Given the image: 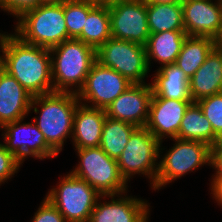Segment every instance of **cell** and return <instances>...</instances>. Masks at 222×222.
I'll list each match as a JSON object with an SVG mask.
<instances>
[{
	"mask_svg": "<svg viewBox=\"0 0 222 222\" xmlns=\"http://www.w3.org/2000/svg\"><path fill=\"white\" fill-rule=\"evenodd\" d=\"M7 33H0V67L33 97L53 92L50 50Z\"/></svg>",
	"mask_w": 222,
	"mask_h": 222,
	"instance_id": "obj_1",
	"label": "cell"
},
{
	"mask_svg": "<svg viewBox=\"0 0 222 222\" xmlns=\"http://www.w3.org/2000/svg\"><path fill=\"white\" fill-rule=\"evenodd\" d=\"M79 103L77 94L69 92L54 91L32 99L30 112L39 114L32 118L33 122L57 155L63 150L66 139L72 138L74 115Z\"/></svg>",
	"mask_w": 222,
	"mask_h": 222,
	"instance_id": "obj_2",
	"label": "cell"
},
{
	"mask_svg": "<svg viewBox=\"0 0 222 222\" xmlns=\"http://www.w3.org/2000/svg\"><path fill=\"white\" fill-rule=\"evenodd\" d=\"M49 50L53 92L78 94L96 61V50L77 39L66 40Z\"/></svg>",
	"mask_w": 222,
	"mask_h": 222,
	"instance_id": "obj_3",
	"label": "cell"
},
{
	"mask_svg": "<svg viewBox=\"0 0 222 222\" xmlns=\"http://www.w3.org/2000/svg\"><path fill=\"white\" fill-rule=\"evenodd\" d=\"M14 28L24 42L51 49L69 40L63 3L41 4L20 17Z\"/></svg>",
	"mask_w": 222,
	"mask_h": 222,
	"instance_id": "obj_4",
	"label": "cell"
},
{
	"mask_svg": "<svg viewBox=\"0 0 222 222\" xmlns=\"http://www.w3.org/2000/svg\"><path fill=\"white\" fill-rule=\"evenodd\" d=\"M79 164L70 171L83 179L100 195H118L128 191V183L121 176L116 159L108 156L100 147L75 149Z\"/></svg>",
	"mask_w": 222,
	"mask_h": 222,
	"instance_id": "obj_5",
	"label": "cell"
},
{
	"mask_svg": "<svg viewBox=\"0 0 222 222\" xmlns=\"http://www.w3.org/2000/svg\"><path fill=\"white\" fill-rule=\"evenodd\" d=\"M175 143L164 155H159V166L154 191L182 178L186 174L211 166V147L196 140L172 139Z\"/></svg>",
	"mask_w": 222,
	"mask_h": 222,
	"instance_id": "obj_6",
	"label": "cell"
},
{
	"mask_svg": "<svg viewBox=\"0 0 222 222\" xmlns=\"http://www.w3.org/2000/svg\"><path fill=\"white\" fill-rule=\"evenodd\" d=\"M163 150L165 149L162 148V142H159L146 127H138L116 160L121 176L128 183L136 174L145 175L150 179V186L154 190L159 155Z\"/></svg>",
	"mask_w": 222,
	"mask_h": 222,
	"instance_id": "obj_7",
	"label": "cell"
},
{
	"mask_svg": "<svg viewBox=\"0 0 222 222\" xmlns=\"http://www.w3.org/2000/svg\"><path fill=\"white\" fill-rule=\"evenodd\" d=\"M101 195L86 181L71 172L48 191L47 198L67 222H88Z\"/></svg>",
	"mask_w": 222,
	"mask_h": 222,
	"instance_id": "obj_8",
	"label": "cell"
},
{
	"mask_svg": "<svg viewBox=\"0 0 222 222\" xmlns=\"http://www.w3.org/2000/svg\"><path fill=\"white\" fill-rule=\"evenodd\" d=\"M96 61L117 71L132 84L145 83L150 72L144 45L112 37L96 50Z\"/></svg>",
	"mask_w": 222,
	"mask_h": 222,
	"instance_id": "obj_9",
	"label": "cell"
},
{
	"mask_svg": "<svg viewBox=\"0 0 222 222\" xmlns=\"http://www.w3.org/2000/svg\"><path fill=\"white\" fill-rule=\"evenodd\" d=\"M112 38L146 45L150 33L143 0H114L108 4Z\"/></svg>",
	"mask_w": 222,
	"mask_h": 222,
	"instance_id": "obj_10",
	"label": "cell"
},
{
	"mask_svg": "<svg viewBox=\"0 0 222 222\" xmlns=\"http://www.w3.org/2000/svg\"><path fill=\"white\" fill-rule=\"evenodd\" d=\"M131 85L120 73L95 61L77 96L84 105L106 110Z\"/></svg>",
	"mask_w": 222,
	"mask_h": 222,
	"instance_id": "obj_11",
	"label": "cell"
},
{
	"mask_svg": "<svg viewBox=\"0 0 222 222\" xmlns=\"http://www.w3.org/2000/svg\"><path fill=\"white\" fill-rule=\"evenodd\" d=\"M23 120H17L5 124L2 128L3 145L13 153L22 163L25 158L33 157L39 160L58 155L48 146L45 138L39 128L32 121L23 123Z\"/></svg>",
	"mask_w": 222,
	"mask_h": 222,
	"instance_id": "obj_12",
	"label": "cell"
},
{
	"mask_svg": "<svg viewBox=\"0 0 222 222\" xmlns=\"http://www.w3.org/2000/svg\"><path fill=\"white\" fill-rule=\"evenodd\" d=\"M184 0L183 25L188 36L210 37L218 41L222 35V3L220 0Z\"/></svg>",
	"mask_w": 222,
	"mask_h": 222,
	"instance_id": "obj_13",
	"label": "cell"
},
{
	"mask_svg": "<svg viewBox=\"0 0 222 222\" xmlns=\"http://www.w3.org/2000/svg\"><path fill=\"white\" fill-rule=\"evenodd\" d=\"M106 198L111 200L106 202ZM147 202L145 199L127 196V192L126 195H101L88 222H148L150 204Z\"/></svg>",
	"mask_w": 222,
	"mask_h": 222,
	"instance_id": "obj_14",
	"label": "cell"
},
{
	"mask_svg": "<svg viewBox=\"0 0 222 222\" xmlns=\"http://www.w3.org/2000/svg\"><path fill=\"white\" fill-rule=\"evenodd\" d=\"M150 83L132 84L120 94L105 110L109 118L145 127L152 98Z\"/></svg>",
	"mask_w": 222,
	"mask_h": 222,
	"instance_id": "obj_15",
	"label": "cell"
},
{
	"mask_svg": "<svg viewBox=\"0 0 222 222\" xmlns=\"http://www.w3.org/2000/svg\"><path fill=\"white\" fill-rule=\"evenodd\" d=\"M191 102L193 101L151 98L145 127L159 142L177 138L185 110Z\"/></svg>",
	"mask_w": 222,
	"mask_h": 222,
	"instance_id": "obj_16",
	"label": "cell"
},
{
	"mask_svg": "<svg viewBox=\"0 0 222 222\" xmlns=\"http://www.w3.org/2000/svg\"><path fill=\"white\" fill-rule=\"evenodd\" d=\"M33 96L0 67V128L5 124L27 118Z\"/></svg>",
	"mask_w": 222,
	"mask_h": 222,
	"instance_id": "obj_17",
	"label": "cell"
},
{
	"mask_svg": "<svg viewBox=\"0 0 222 222\" xmlns=\"http://www.w3.org/2000/svg\"><path fill=\"white\" fill-rule=\"evenodd\" d=\"M106 117L104 109L79 103L72 128L71 141L74 149L100 147L102 128Z\"/></svg>",
	"mask_w": 222,
	"mask_h": 222,
	"instance_id": "obj_18",
	"label": "cell"
},
{
	"mask_svg": "<svg viewBox=\"0 0 222 222\" xmlns=\"http://www.w3.org/2000/svg\"><path fill=\"white\" fill-rule=\"evenodd\" d=\"M193 102L222 92V50L216 46L189 79Z\"/></svg>",
	"mask_w": 222,
	"mask_h": 222,
	"instance_id": "obj_19",
	"label": "cell"
},
{
	"mask_svg": "<svg viewBox=\"0 0 222 222\" xmlns=\"http://www.w3.org/2000/svg\"><path fill=\"white\" fill-rule=\"evenodd\" d=\"M150 84L152 98L193 101L190 95L189 78L175 63L158 67Z\"/></svg>",
	"mask_w": 222,
	"mask_h": 222,
	"instance_id": "obj_20",
	"label": "cell"
},
{
	"mask_svg": "<svg viewBox=\"0 0 222 222\" xmlns=\"http://www.w3.org/2000/svg\"><path fill=\"white\" fill-rule=\"evenodd\" d=\"M187 36L185 31L151 33L145 45L149 69L152 60L161 66L175 63Z\"/></svg>",
	"mask_w": 222,
	"mask_h": 222,
	"instance_id": "obj_21",
	"label": "cell"
},
{
	"mask_svg": "<svg viewBox=\"0 0 222 222\" xmlns=\"http://www.w3.org/2000/svg\"><path fill=\"white\" fill-rule=\"evenodd\" d=\"M177 138L202 141L210 147L219 142V138L214 134L210 121L204 116L197 102H191L185 110Z\"/></svg>",
	"mask_w": 222,
	"mask_h": 222,
	"instance_id": "obj_22",
	"label": "cell"
},
{
	"mask_svg": "<svg viewBox=\"0 0 222 222\" xmlns=\"http://www.w3.org/2000/svg\"><path fill=\"white\" fill-rule=\"evenodd\" d=\"M216 46L213 38L187 36L175 64L190 79Z\"/></svg>",
	"mask_w": 222,
	"mask_h": 222,
	"instance_id": "obj_23",
	"label": "cell"
},
{
	"mask_svg": "<svg viewBox=\"0 0 222 222\" xmlns=\"http://www.w3.org/2000/svg\"><path fill=\"white\" fill-rule=\"evenodd\" d=\"M112 37L108 5H96L85 19L81 35L77 40L97 50Z\"/></svg>",
	"mask_w": 222,
	"mask_h": 222,
	"instance_id": "obj_24",
	"label": "cell"
},
{
	"mask_svg": "<svg viewBox=\"0 0 222 222\" xmlns=\"http://www.w3.org/2000/svg\"><path fill=\"white\" fill-rule=\"evenodd\" d=\"M150 33L185 31L182 4H146Z\"/></svg>",
	"mask_w": 222,
	"mask_h": 222,
	"instance_id": "obj_25",
	"label": "cell"
},
{
	"mask_svg": "<svg viewBox=\"0 0 222 222\" xmlns=\"http://www.w3.org/2000/svg\"><path fill=\"white\" fill-rule=\"evenodd\" d=\"M137 128L131 123L106 117L102 128L100 148L108 156L117 160Z\"/></svg>",
	"mask_w": 222,
	"mask_h": 222,
	"instance_id": "obj_26",
	"label": "cell"
},
{
	"mask_svg": "<svg viewBox=\"0 0 222 222\" xmlns=\"http://www.w3.org/2000/svg\"><path fill=\"white\" fill-rule=\"evenodd\" d=\"M96 5L87 0H65L63 2L69 39H77L81 35L85 19Z\"/></svg>",
	"mask_w": 222,
	"mask_h": 222,
	"instance_id": "obj_27",
	"label": "cell"
},
{
	"mask_svg": "<svg viewBox=\"0 0 222 222\" xmlns=\"http://www.w3.org/2000/svg\"><path fill=\"white\" fill-rule=\"evenodd\" d=\"M204 116L210 121L214 134L222 137V92L197 101Z\"/></svg>",
	"mask_w": 222,
	"mask_h": 222,
	"instance_id": "obj_28",
	"label": "cell"
},
{
	"mask_svg": "<svg viewBox=\"0 0 222 222\" xmlns=\"http://www.w3.org/2000/svg\"><path fill=\"white\" fill-rule=\"evenodd\" d=\"M21 166L22 162L0 142V186L18 173Z\"/></svg>",
	"mask_w": 222,
	"mask_h": 222,
	"instance_id": "obj_29",
	"label": "cell"
},
{
	"mask_svg": "<svg viewBox=\"0 0 222 222\" xmlns=\"http://www.w3.org/2000/svg\"><path fill=\"white\" fill-rule=\"evenodd\" d=\"M40 5V0H0L1 10L16 17V21L26 12L35 9Z\"/></svg>",
	"mask_w": 222,
	"mask_h": 222,
	"instance_id": "obj_30",
	"label": "cell"
},
{
	"mask_svg": "<svg viewBox=\"0 0 222 222\" xmlns=\"http://www.w3.org/2000/svg\"><path fill=\"white\" fill-rule=\"evenodd\" d=\"M42 201L31 222H67L47 198Z\"/></svg>",
	"mask_w": 222,
	"mask_h": 222,
	"instance_id": "obj_31",
	"label": "cell"
},
{
	"mask_svg": "<svg viewBox=\"0 0 222 222\" xmlns=\"http://www.w3.org/2000/svg\"><path fill=\"white\" fill-rule=\"evenodd\" d=\"M215 169V175L212 178H222V140L211 147V166Z\"/></svg>",
	"mask_w": 222,
	"mask_h": 222,
	"instance_id": "obj_32",
	"label": "cell"
},
{
	"mask_svg": "<svg viewBox=\"0 0 222 222\" xmlns=\"http://www.w3.org/2000/svg\"><path fill=\"white\" fill-rule=\"evenodd\" d=\"M211 193L218 205L222 206V178H211Z\"/></svg>",
	"mask_w": 222,
	"mask_h": 222,
	"instance_id": "obj_33",
	"label": "cell"
},
{
	"mask_svg": "<svg viewBox=\"0 0 222 222\" xmlns=\"http://www.w3.org/2000/svg\"><path fill=\"white\" fill-rule=\"evenodd\" d=\"M146 4H170V3H176V4H182L184 0H143Z\"/></svg>",
	"mask_w": 222,
	"mask_h": 222,
	"instance_id": "obj_34",
	"label": "cell"
},
{
	"mask_svg": "<svg viewBox=\"0 0 222 222\" xmlns=\"http://www.w3.org/2000/svg\"><path fill=\"white\" fill-rule=\"evenodd\" d=\"M87 1L95 3L97 5H108V4H110V0H87Z\"/></svg>",
	"mask_w": 222,
	"mask_h": 222,
	"instance_id": "obj_35",
	"label": "cell"
},
{
	"mask_svg": "<svg viewBox=\"0 0 222 222\" xmlns=\"http://www.w3.org/2000/svg\"><path fill=\"white\" fill-rule=\"evenodd\" d=\"M41 4H58L63 3L65 0H40Z\"/></svg>",
	"mask_w": 222,
	"mask_h": 222,
	"instance_id": "obj_36",
	"label": "cell"
},
{
	"mask_svg": "<svg viewBox=\"0 0 222 222\" xmlns=\"http://www.w3.org/2000/svg\"><path fill=\"white\" fill-rule=\"evenodd\" d=\"M217 46L222 50V35L220 39L217 41Z\"/></svg>",
	"mask_w": 222,
	"mask_h": 222,
	"instance_id": "obj_37",
	"label": "cell"
}]
</instances>
